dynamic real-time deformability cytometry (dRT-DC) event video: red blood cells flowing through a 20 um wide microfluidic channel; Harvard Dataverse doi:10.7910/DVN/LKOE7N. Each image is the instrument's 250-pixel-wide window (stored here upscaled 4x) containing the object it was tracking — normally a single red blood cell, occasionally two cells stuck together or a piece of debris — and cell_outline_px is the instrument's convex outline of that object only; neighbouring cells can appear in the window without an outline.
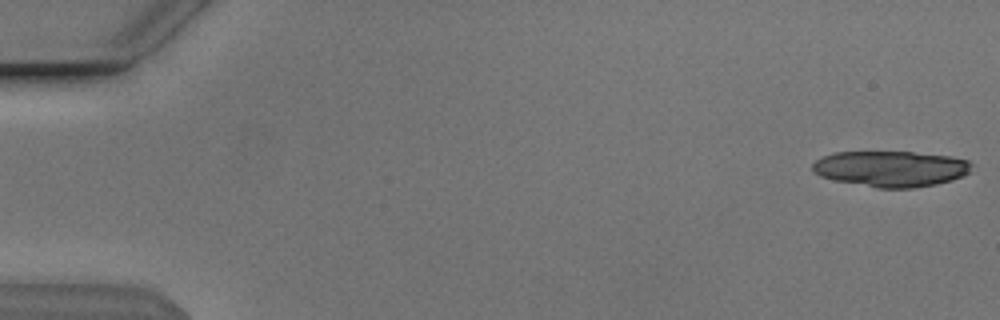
{"species": "Egyptian fruit bat (a non-hibernating species)", "species_latin": "Rousettus aegyptiacus", "temperature_condition": "cold", "stored_images_in_passage": 19, "camera_frame_rate_fps": 3000, "um_per_image_px": 0.085, "animal": {"sex": "male"}, "frame": {"image": 1, "passage_image": 1, "time_ms": 0.0, "image_size_px": [1000, 320], "cell_outline_px": [[972, 172], [964, 176], [952, 180], [936, 184], [912, 188], [876, 188], [832, 180], [820, 176], [812, 172], [812, 164], [820, 156], [836, 152], [912, 152], [948, 156], [968, 160], [972, 164]], "centroid_in_image_um": [75.71, 14.35], "position_along_channel_um": 9.3, "area_um2": 33.58}}